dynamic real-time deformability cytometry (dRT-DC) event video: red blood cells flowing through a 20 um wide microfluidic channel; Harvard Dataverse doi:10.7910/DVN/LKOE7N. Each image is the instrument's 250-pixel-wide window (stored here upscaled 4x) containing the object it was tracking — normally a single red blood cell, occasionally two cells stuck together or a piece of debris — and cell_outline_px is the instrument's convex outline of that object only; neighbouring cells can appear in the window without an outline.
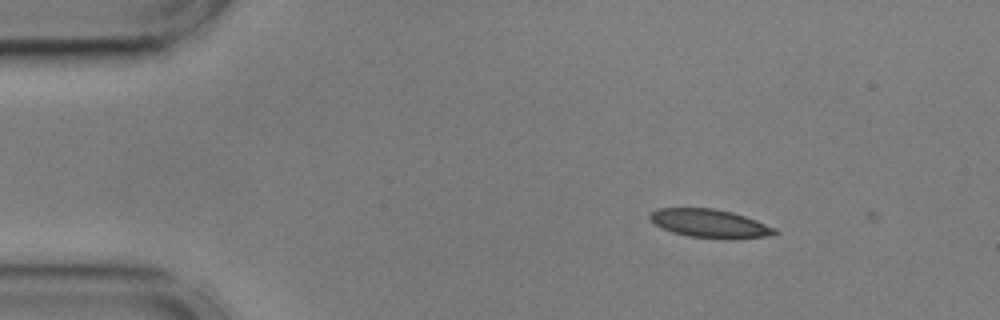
{"species": "common noctule bat (a hibernating species)", "species_latin": "Nyctalus noctula", "temperature_condition": "cold", "stored_images_in_passage": 2, "camera_frame_rate_fps": 3000, "um_per_image_px": 0.085, "animal": {"sex": "male", "body_mass_g": 17.9, "forearm_length_mm": 54.2}, "frame": {"image": 1, "passage_image": 1, "time_ms": 0.0, "image_size_px": [1000, 320], "cell_outline_px": [[780, 232], [772, 236], [732, 240], [728, 240], [688, 236], [672, 232], [660, 228], [648, 216], [656, 208], [712, 208], [732, 212], [756, 220], [776, 228]], "centroid_in_image_um": [60.39, 19.02], "position_along_channel_um": 24.6, "area_um2": 21.04}}